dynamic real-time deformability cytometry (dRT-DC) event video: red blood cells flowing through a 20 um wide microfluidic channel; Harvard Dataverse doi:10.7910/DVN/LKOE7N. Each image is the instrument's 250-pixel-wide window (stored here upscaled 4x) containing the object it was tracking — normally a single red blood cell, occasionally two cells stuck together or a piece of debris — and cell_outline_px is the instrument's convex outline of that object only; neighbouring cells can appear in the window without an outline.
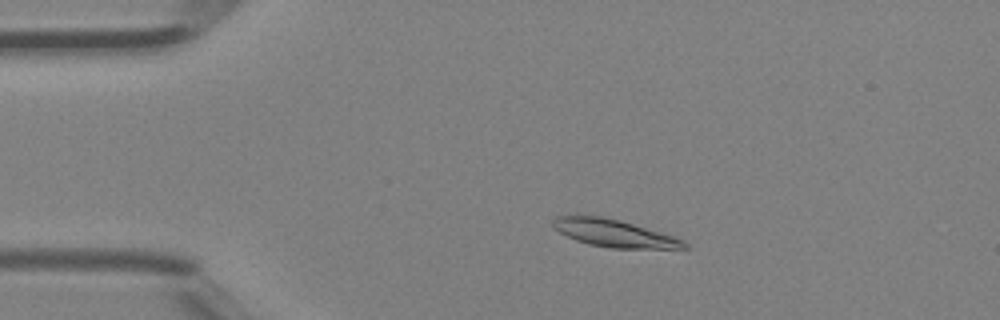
{"species": "Egyptian fruit bat (a non-hibernating species)", "species_latin": "Rousettus aegyptiacus", "temperature_condition": "room temperature", "stored_images_in_passage": 3, "camera_frame_rate_fps": 3000, "um_per_image_px": 0.085, "animal": {"sex": "female"}, "frame": {"image": 1, "passage_image": 2, "time_ms": 0.333, "image_size_px": [1000, 320], "cell_outline_px": [[688, 248], [612, 248], [588, 244], [576, 240], [552, 228], [552, 220], [560, 216], [600, 216], [632, 224], [660, 232], [684, 240], [688, 244]], "centroid_in_image_um": [52.18, 19.84], "position_along_channel_um": 32.8, "area_um2": 20.46}}